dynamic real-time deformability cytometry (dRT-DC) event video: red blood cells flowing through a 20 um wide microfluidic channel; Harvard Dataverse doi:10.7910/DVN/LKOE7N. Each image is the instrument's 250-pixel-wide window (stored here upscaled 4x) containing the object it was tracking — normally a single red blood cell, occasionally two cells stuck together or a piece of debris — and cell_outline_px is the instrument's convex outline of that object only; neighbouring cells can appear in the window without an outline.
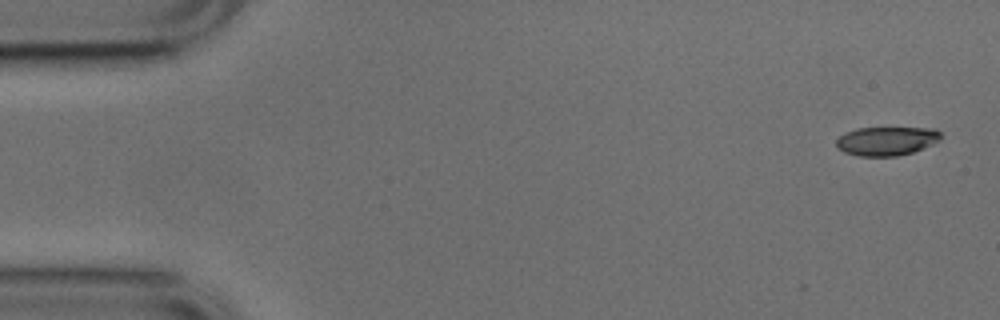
{"species": "common noctule bat (a hibernating species)", "species_latin": "Nyctalus noctula", "temperature_condition": "cold", "stored_images_in_passage": 4, "camera_frame_rate_fps": 3000, "um_per_image_px": 0.085, "animal": {"sex": "male", "body_mass_g": 17.9, "forearm_length_mm": 54.2}, "frame": {"image": 1, "passage_image": 1, "time_ms": 0.0, "image_size_px": [1000, 320], "cell_outline_px": [[940, 140], [932, 144], [912, 152], [896, 156], [860, 156], [844, 152], [836, 144], [836, 140], [844, 132], [856, 128], [936, 128], [940, 132]], "centroid_in_image_um": [75.35, 11.97], "position_along_channel_um": 9.6, "area_um2": 17.46}}